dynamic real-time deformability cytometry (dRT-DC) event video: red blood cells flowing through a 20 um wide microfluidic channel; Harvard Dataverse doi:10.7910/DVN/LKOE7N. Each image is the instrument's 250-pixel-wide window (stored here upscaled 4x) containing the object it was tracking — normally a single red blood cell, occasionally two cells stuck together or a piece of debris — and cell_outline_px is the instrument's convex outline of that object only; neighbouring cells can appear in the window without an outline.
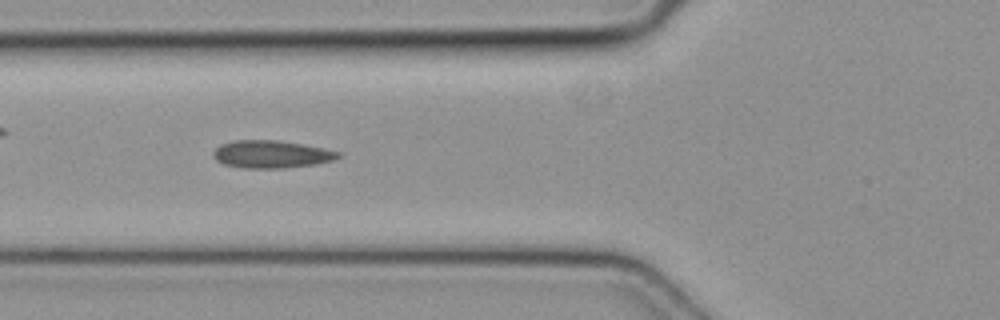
{"species": "common noctule bat (a hibernating species)", "species_latin": "Nyctalus noctula", "temperature_condition": "cold", "stored_images_in_passage": 6, "camera_frame_rate_fps": 3000, "um_per_image_px": 0.085, "animal": {"sex": "female", "body_mass_g": 19.3, "forearm_length_mm": 54.1}, "frame": {"image": 1, "passage_image": 4, "time_ms": 1.0, "image_size_px": [1000, 320], "cell_outline_px": [[344, 156], [332, 160], [316, 164], [284, 168], [244, 168], [224, 164], [216, 160], [212, 156], [212, 152], [220, 144], [232, 140], [280, 140], [304, 144], [324, 148], [340, 152]], "centroid_in_image_um": [23.07, 13.1], "position_along_channel_um": 102.7, "area_um2": 20.35}}
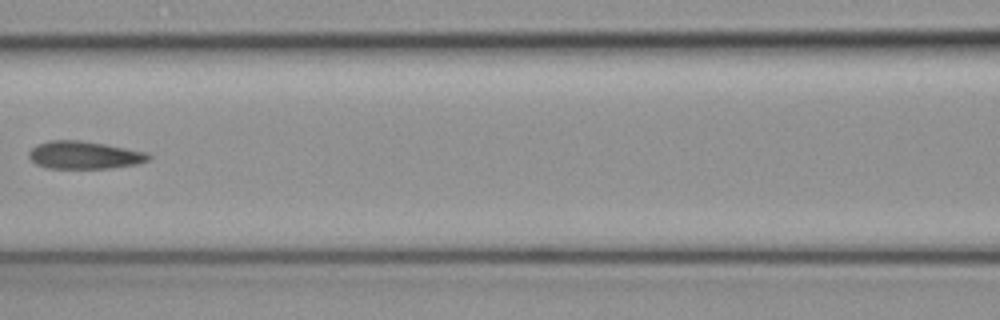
{"frame": {"image": 2, "passage_image": 5, "time_ms": 1.333, "image_size_px": [1000, 320], "cell_outline_px": [[152, 156], [148, 160], [136, 164], [112, 168], [48, 168], [36, 164], [28, 156], [28, 152], [36, 144], [48, 140], [80, 140], [104, 144], [144, 152]], "centroid_in_image_um": [7.11, 13.18], "position_along_channel_um": 159.5, "area_um2": 19.19}}